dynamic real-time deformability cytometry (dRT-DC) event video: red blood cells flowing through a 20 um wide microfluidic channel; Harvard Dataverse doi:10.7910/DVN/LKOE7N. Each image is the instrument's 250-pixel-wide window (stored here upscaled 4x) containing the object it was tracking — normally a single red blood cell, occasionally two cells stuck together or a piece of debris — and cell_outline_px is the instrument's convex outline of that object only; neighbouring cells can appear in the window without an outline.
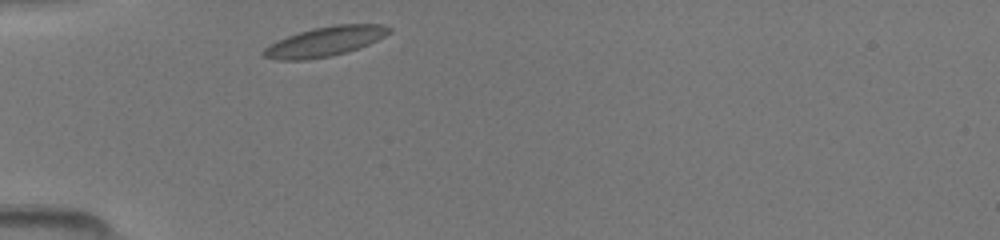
{"species": "common noctule bat (a hibernating species)", "species_latin": "Nyctalus noctula", "temperature_condition": "room temperature", "stored_images_in_passage": 29, "camera_frame_rate_fps": 3000, "um_per_image_px": 0.085, "animal": {"sex": "female", "body_mass_g": 19.5, "forearm_length_mm": 54.1}, "frame": {"image": 1, "passage_image": 1, "time_ms": 0.0, "image_size_px": [1000, 240], "cell_outline_px": [[392, 32], [360, 48], [348, 52], [328, 56], [304, 60], [276, 60], [264, 56], [260, 52], [264, 48], [288, 36], [312, 28], [336, 24], [384, 24], [392, 28]], "centroid_in_image_um": [27.66, 3.52], "position_along_channel_um": 57.3, "area_um2": 21.56}}
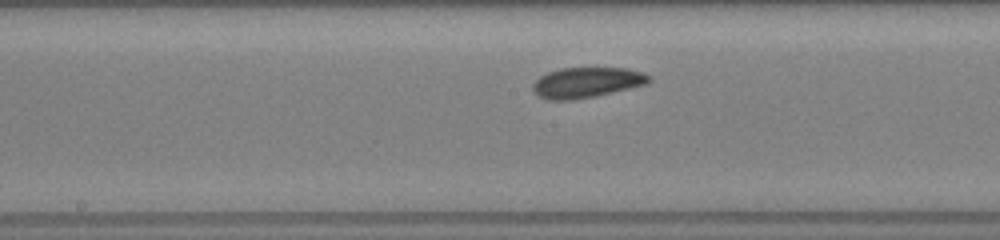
{"frame": {"image": 2, "passage_image": 12, "time_ms": 3.667, "image_size_px": [1000, 240], "cell_outline_px": [[652, 80], [644, 84], [612, 92], [572, 100], [548, 100], [540, 96], [532, 88], [532, 84], [540, 76], [548, 72], [560, 68], [624, 68], [644, 72], [652, 76]], "centroid_in_image_um": [49.87, 7.0], "position_along_channel_um": 198.3, "area_um2": 20.35}}
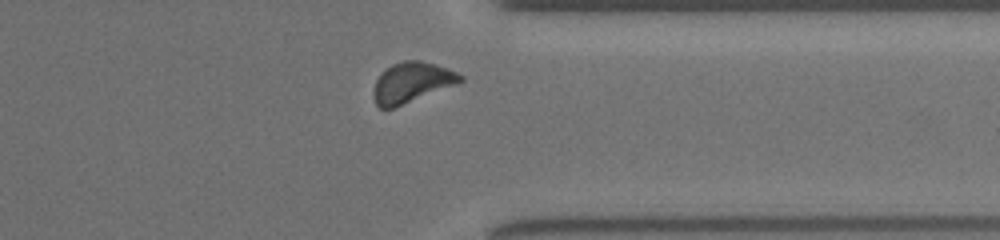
{"frame": {"image": 3, "passage_image": 25, "time_ms": 8.0, "image_size_px": [1000, 240], "cell_outline_px": [[464, 80], [456, 84], [392, 108], [380, 108], [376, 104], [372, 96], [372, 92], [376, 80], [392, 64], [404, 60], [420, 60], [436, 64], [448, 68], [464, 76]], "centroid_in_image_um": [35.0, 6.99], "position_along_channel_um": 376.4, "area_um2": 20.11}}